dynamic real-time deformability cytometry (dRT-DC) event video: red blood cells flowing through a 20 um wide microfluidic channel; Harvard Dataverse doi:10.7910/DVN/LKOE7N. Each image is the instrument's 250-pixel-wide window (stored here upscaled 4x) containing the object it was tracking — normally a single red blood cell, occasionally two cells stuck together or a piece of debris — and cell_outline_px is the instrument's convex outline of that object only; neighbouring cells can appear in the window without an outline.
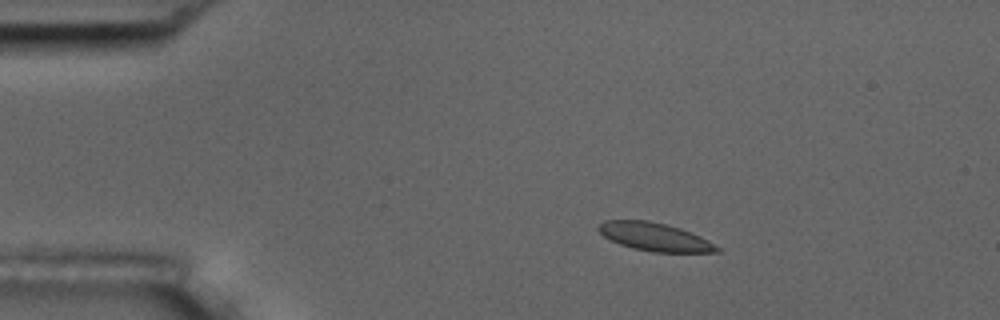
{"species": "common noctule bat (a hibernating species)", "species_latin": "Nyctalus noctula", "temperature_condition": "room temperature", "stored_images_in_passage": 9, "camera_frame_rate_fps": 3000, "um_per_image_px": 0.085, "animal": {"sex": "male", "body_mass_g": 17.5, "forearm_length_mm": 52.3}, "frame": {"image": 1, "passage_image": 1, "time_ms": 0.0, "image_size_px": [1000, 320], "cell_outline_px": [[720, 252], [652, 252], [632, 248], [620, 244], [604, 236], [596, 228], [604, 220], [648, 220], [680, 228], [700, 236], [708, 240], [720, 248]], "centroid_in_image_um": [55.65, 20.13], "position_along_channel_um": 29.4, "area_um2": 19.31}}
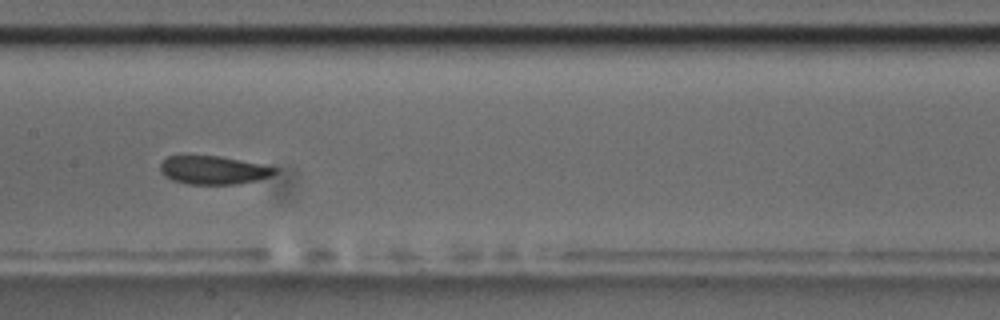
{"frame": {"image": 2, "passage_image": 6, "time_ms": 6.0, "image_size_px": [1000, 320], "cell_outline_px": [[276, 172], [268, 176], [256, 180], [236, 184], [188, 184], [172, 180], [164, 176], [160, 172], [160, 164], [168, 156], [220, 156], [260, 164], [276, 168]], "centroid_in_image_um": [18.08, 14.46], "position_along_channel_um": 189.3, "area_um2": 18.67}}
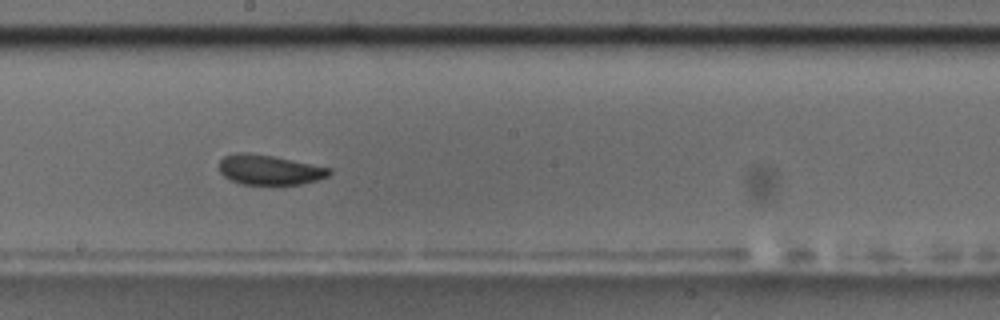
{"frame": {"image": 3, "passage_image": 7, "time_ms": 7.0, "image_size_px": [1000, 320], "cell_outline_px": [[332, 172], [328, 176], [316, 180], [300, 184], [240, 184], [224, 176], [220, 172], [220, 160], [224, 156], [236, 152], [248, 152], [276, 156], [332, 168]], "centroid_in_image_um": [22.91, 14.41], "position_along_channel_um": 225.3, "area_um2": 19.31}}